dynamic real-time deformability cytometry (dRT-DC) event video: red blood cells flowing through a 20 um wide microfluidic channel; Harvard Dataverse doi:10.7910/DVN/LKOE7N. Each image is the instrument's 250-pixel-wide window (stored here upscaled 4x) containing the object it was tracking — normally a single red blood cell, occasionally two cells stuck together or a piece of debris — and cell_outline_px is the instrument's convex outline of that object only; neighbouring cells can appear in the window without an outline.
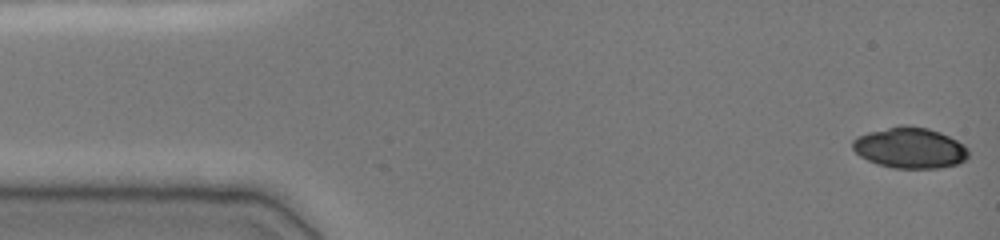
{"species": "common noctule bat (a hibernating species)", "species_latin": "Nyctalus noctula", "temperature_condition": "cold", "stored_images_in_passage": 48, "camera_frame_rate_fps": 3000, "um_per_image_px": 0.085, "animal": {"sex": "female", "body_mass_g": 19.0, "forearm_length_mm": 51.5}, "frame": {"image": 1, "passage_image": 1, "time_ms": 0.0, "image_size_px": [1000, 240], "cell_outline_px": [[968, 156], [964, 160], [956, 164], [940, 168], [892, 168], [876, 164], [860, 156], [852, 148], [852, 140], [868, 132], [900, 124], [908, 124], [928, 128], [940, 132], [956, 140], [968, 148]], "centroid_in_image_um": [77.33, 12.56], "position_along_channel_um": 7.7, "area_um2": 27.69}}
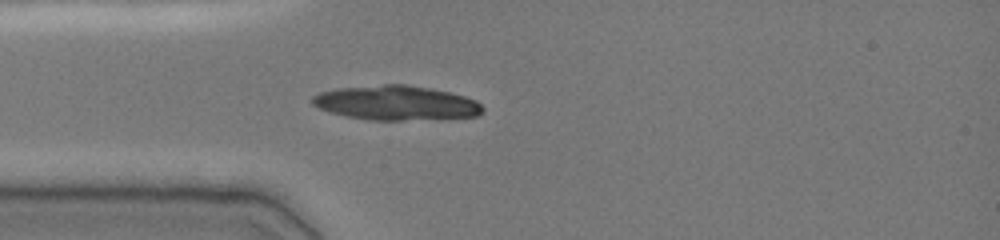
{"frame": {"image": 2, "passage_image": 13, "time_ms": 4.0, "image_size_px": [1000, 240], "cell_outline_px": [[484, 112], [480, 116], [400, 120], [368, 120], [344, 116], [320, 108], [312, 104], [312, 96], [320, 92], [336, 88], [384, 84], [408, 84], [448, 92], [464, 96], [476, 100], [484, 108]], "centroid_in_image_um": [33.67, 8.74], "position_along_channel_um": 51.3, "area_um2": 34.22}}
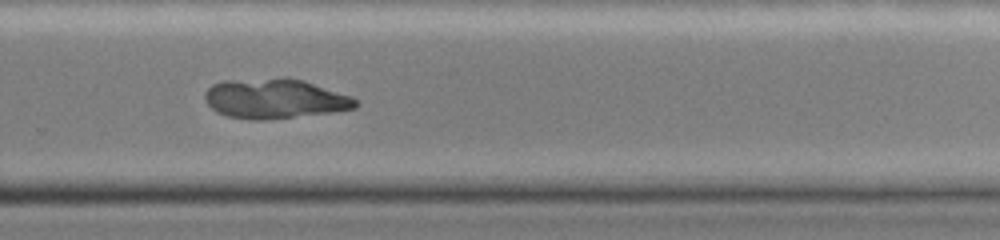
{"frame": {"image": 3, "passage_image": 33, "time_ms": 10.667, "image_size_px": [1000, 240], "cell_outline_px": [[360, 104], [356, 108], [332, 112], [264, 120], [248, 120], [228, 116], [216, 112], [204, 100], [204, 92], [212, 84], [224, 80], [280, 76], [288, 76], [304, 80], [352, 96]], "centroid_in_image_um": [23.34, 8.36], "position_along_channel_um": 306.5, "area_um2": 35.66}}